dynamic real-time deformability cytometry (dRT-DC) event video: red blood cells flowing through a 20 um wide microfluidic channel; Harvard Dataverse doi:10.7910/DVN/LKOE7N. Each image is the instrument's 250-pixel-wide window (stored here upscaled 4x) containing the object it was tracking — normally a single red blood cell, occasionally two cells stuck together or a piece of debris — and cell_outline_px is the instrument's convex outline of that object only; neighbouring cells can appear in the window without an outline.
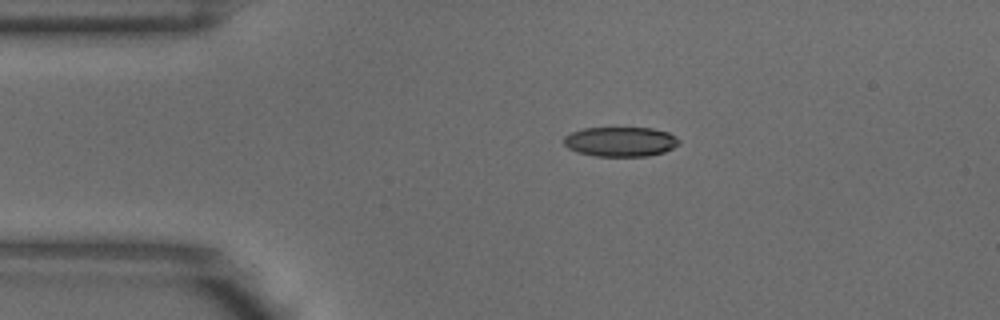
{"species": "common noctule bat (a hibernating species)", "species_latin": "Nyctalus noctula", "temperature_condition": "warm", "stored_images_in_passage": 3, "camera_frame_rate_fps": 3000, "um_per_image_px": 0.085, "animal": {"sex": "male", "body_mass_g": 18.8}, "frame": {"image": 1, "passage_image": 3, "time_ms": 0.667, "image_size_px": [1000, 320], "cell_outline_px": [[680, 144], [664, 152], [648, 156], [596, 156], [576, 152], [568, 148], [564, 144], [564, 136], [572, 132], [584, 128], [652, 128], [668, 132], [676, 136], [680, 140]], "centroid_in_image_um": [52.75, 12.04], "position_along_channel_um": 32.2, "area_um2": 20.0}}